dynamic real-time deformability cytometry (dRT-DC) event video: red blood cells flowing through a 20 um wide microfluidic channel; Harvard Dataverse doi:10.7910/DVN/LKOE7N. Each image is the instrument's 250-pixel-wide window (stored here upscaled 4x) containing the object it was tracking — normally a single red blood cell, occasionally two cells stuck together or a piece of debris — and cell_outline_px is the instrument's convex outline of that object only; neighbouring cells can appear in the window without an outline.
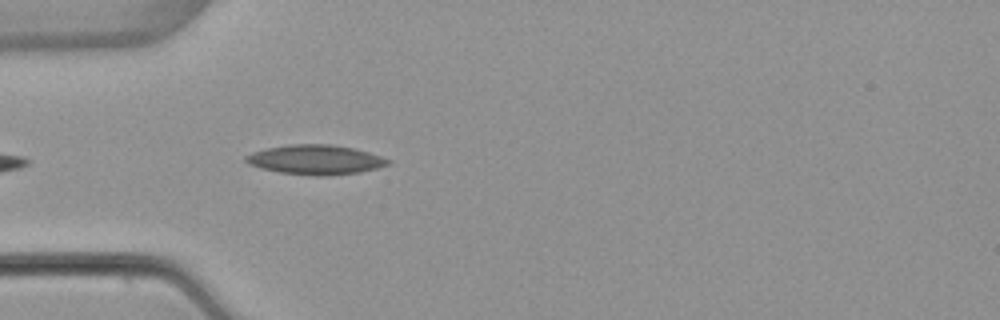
{"species": "common noctule bat (a hibernating species)", "species_latin": "Nyctalus noctula", "temperature_condition": "warm", "stored_images_in_passage": 4, "camera_frame_rate_fps": 3000, "um_per_image_px": 0.085, "animal": {"sex": "female", "body_mass_g": 22.7, "forearm_length_mm": 54.2}, "frame": {"image": 1, "passage_image": 4, "time_ms": 3.667, "image_size_px": [1000, 320], "cell_outline_px": [[392, 164], [360, 172], [328, 176], [316, 176], [280, 172], [260, 168], [248, 164], [244, 160], [244, 156], [252, 152], [268, 148], [288, 144], [332, 144], [352, 148], [368, 152], [392, 160]], "centroid_in_image_um": [26.82, 13.57], "position_along_channel_um": 58.2, "area_um2": 24.62}}